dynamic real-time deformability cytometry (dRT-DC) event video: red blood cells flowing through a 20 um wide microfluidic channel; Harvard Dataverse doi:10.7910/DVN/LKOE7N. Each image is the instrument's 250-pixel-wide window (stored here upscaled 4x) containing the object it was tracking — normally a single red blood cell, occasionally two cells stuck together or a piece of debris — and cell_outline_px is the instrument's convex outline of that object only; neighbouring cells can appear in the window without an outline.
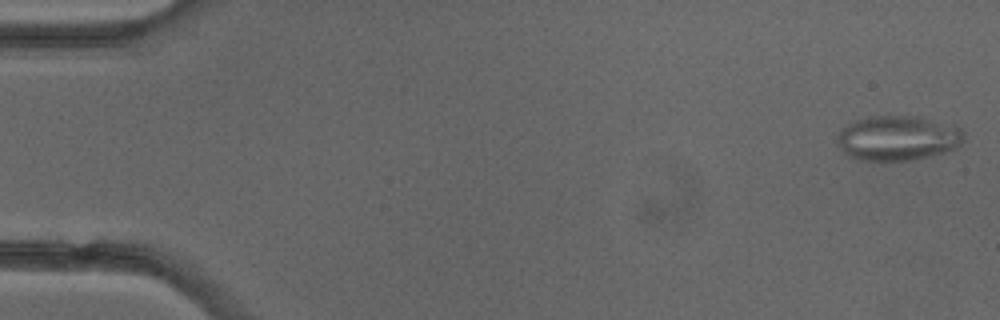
{"species": "common noctule bat (a hibernating species)", "species_latin": "Nyctalus noctula", "temperature_condition": "cold", "stored_images_in_passage": 5, "camera_frame_rate_fps": 3000, "um_per_image_px": 0.085, "animal": {"sex": "female"}, "frame": {"image": 1, "passage_image": 1, "time_ms": 0.0, "image_size_px": [1000, 320], "cell_outline_px": [[964, 140], [956, 148], [932, 156], [912, 160], [860, 160], [848, 156], [836, 144], [836, 140], [840, 132], [848, 124], [856, 120], [868, 116], [920, 116], [960, 128], [964, 132]], "centroid_in_image_um": [76.31, 11.74], "position_along_channel_um": 8.7, "area_um2": 33.12}}